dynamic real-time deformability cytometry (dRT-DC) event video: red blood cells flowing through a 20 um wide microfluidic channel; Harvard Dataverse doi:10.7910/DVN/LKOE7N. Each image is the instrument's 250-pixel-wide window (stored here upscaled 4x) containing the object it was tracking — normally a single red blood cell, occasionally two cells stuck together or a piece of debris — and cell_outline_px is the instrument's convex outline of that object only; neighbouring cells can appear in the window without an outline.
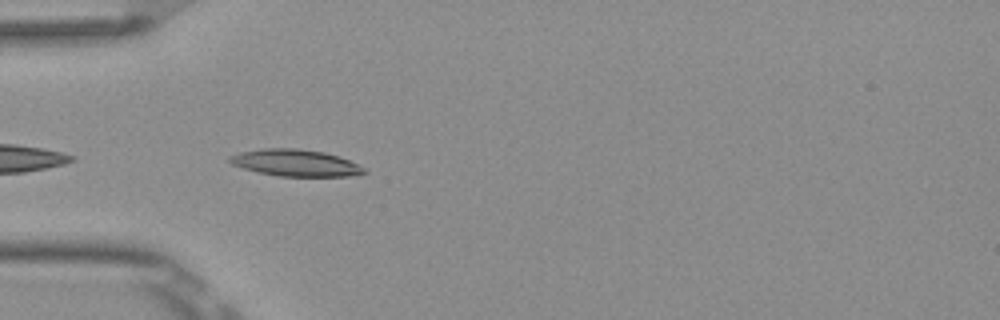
{"species": "Egyptian fruit bat (a non-hibernating species)", "species_latin": "Rousettus aegyptiacus", "temperature_condition": "room temperature", "stored_images_in_passage": 6, "camera_frame_rate_fps": 3000, "um_per_image_px": 0.085, "frame": {"image": 1, "passage_image": 5, "time_ms": 1.333, "image_size_px": [1000, 320], "cell_outline_px": [[368, 172], [348, 176], [280, 176], [260, 172], [244, 168], [232, 164], [228, 160], [228, 156], [240, 152], [264, 148], [296, 148], [324, 152], [340, 156], [364, 168]], "centroid_in_image_um": [25.1, 13.83], "position_along_channel_um": 59.9, "area_um2": 20.75}}
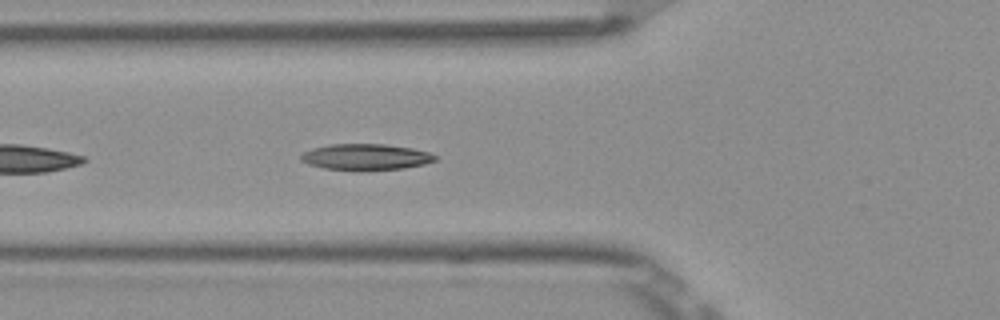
{"frame": {"image": 2, "passage_image": 6, "time_ms": 1.667, "image_size_px": [1000, 320], "cell_outline_px": [[436, 160], [424, 164], [404, 168], [360, 172], [324, 168], [308, 164], [300, 160], [300, 156], [304, 152], [312, 148], [332, 144], [384, 144], [412, 148], [428, 152], [436, 156]], "centroid_in_image_um": [31.07, 13.36], "position_along_channel_um": 94.7, "area_um2": 20.75}}